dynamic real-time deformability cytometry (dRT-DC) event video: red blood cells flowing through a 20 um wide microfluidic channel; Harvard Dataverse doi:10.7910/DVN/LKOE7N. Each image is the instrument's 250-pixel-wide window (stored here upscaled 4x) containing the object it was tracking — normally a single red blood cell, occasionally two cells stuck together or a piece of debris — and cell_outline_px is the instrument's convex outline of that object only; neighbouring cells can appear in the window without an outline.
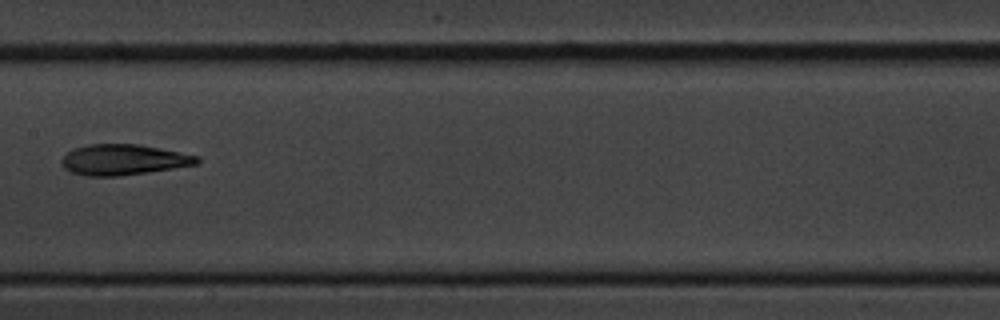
{"species": "common noctule bat (a hibernating species)", "species_latin": "Nyctalus noctula", "temperature_condition": "cold", "stored_images_in_passage": 13, "camera_frame_rate_fps": 3000, "um_per_image_px": 0.085, "animal": {"sex": "male", "body_mass_g": 20.1, "forearm_length_mm": 53.5}, "frame": {"image": 1, "passage_image": 8, "time_ms": 9.0, "image_size_px": [1000, 320], "cell_outline_px": [[200, 164], [148, 172], [120, 176], [88, 176], [72, 172], [64, 168], [60, 164], [60, 160], [72, 148], [88, 144], [140, 144], [200, 156]], "centroid_in_image_um": [10.5, 13.57], "position_along_channel_um": 196.9, "area_um2": 24.39}}
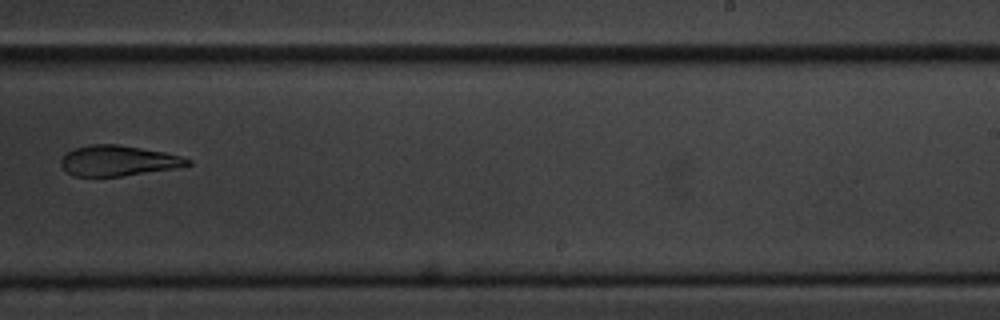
{"frame": {"image": 2, "passage_image": 10, "time_ms": 11.333, "image_size_px": [1000, 320], "cell_outline_px": [[192, 164], [172, 168], [120, 176], [76, 176], [68, 172], [60, 164], [60, 160], [68, 152], [76, 148], [92, 144], [120, 144], [164, 152], [180, 156], [192, 160]], "centroid_in_image_um": [10.04, 13.65], "position_along_channel_um": 279.0, "area_um2": 22.08}}
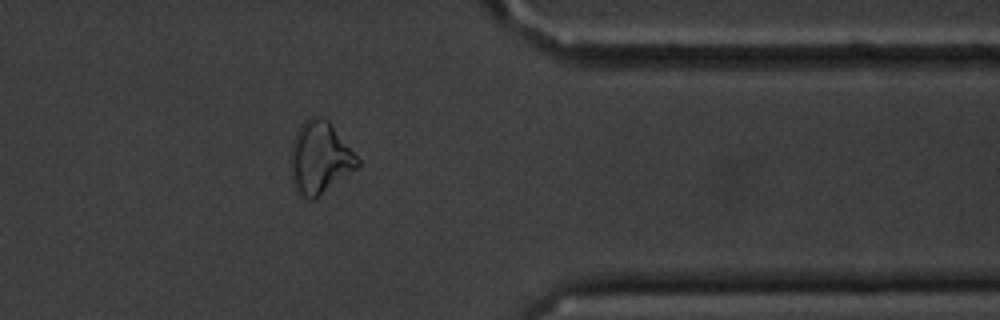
{"frame": {"image": 3, "passage_image": 13, "time_ms": 14.667, "image_size_px": [1000, 320], "cell_outline_px": [[360, 164], [356, 168], [312, 200], [308, 200], [300, 196], [292, 176], [292, 148], [296, 136], [304, 120], [312, 116], [320, 116], [328, 120], [332, 124], [360, 160]], "centroid_in_image_um": [27.21, 13.39], "position_along_channel_um": 384.2, "area_um2": 27.17}, "authors_computed_cell_mechanics": {"area_um2": 24.1604, "velocity_mm_per_s": 3.5335, "shape_relaxation_time_tau1_ms": null, "shape_relaxation_time_tau2_ms": 3.3494, "deformation_change_tau1": null, "deformation_change_tau2": 0.0961}}